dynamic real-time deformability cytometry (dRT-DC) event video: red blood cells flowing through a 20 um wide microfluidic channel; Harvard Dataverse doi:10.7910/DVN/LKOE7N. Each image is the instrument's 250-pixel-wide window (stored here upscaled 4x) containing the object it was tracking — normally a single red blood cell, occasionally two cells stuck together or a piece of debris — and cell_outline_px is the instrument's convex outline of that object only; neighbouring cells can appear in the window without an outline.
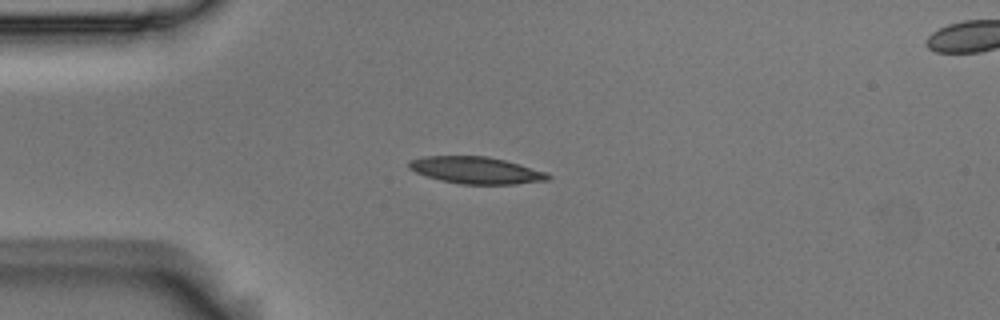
{"species": "Egyptian fruit bat (a non-hibernating species)", "species_latin": "Rousettus aegyptiacus", "temperature_condition": "room temperature", "stored_images_in_passage": 6, "camera_frame_rate_fps": 3000, "um_per_image_px": 0.085, "animal": {"sex": "male"}, "frame": {"image": 1, "passage_image": 2, "time_ms": 0.333, "image_size_px": [1000, 320], "cell_outline_px": [[552, 176], [548, 180], [516, 184], [460, 184], [440, 180], [416, 172], [408, 168], [408, 164], [412, 160], [424, 156], [488, 156], [520, 164], [544, 172]], "centroid_in_image_um": [40.47, 14.47], "position_along_channel_um": 44.5, "area_um2": 21.62}}
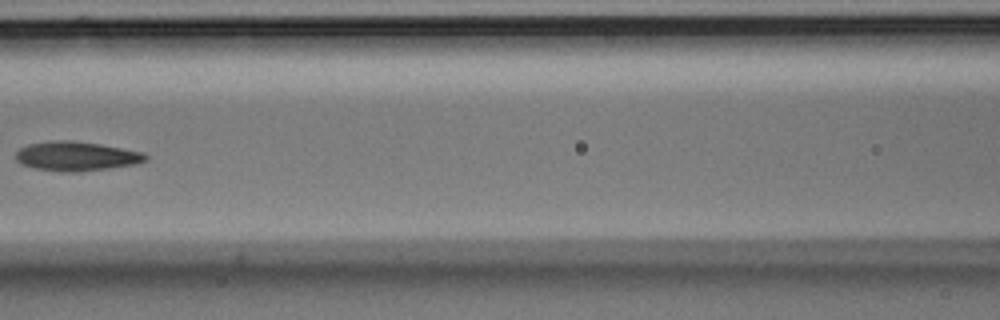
{"frame": {"image": 2, "passage_image": 5, "time_ms": 1.333, "image_size_px": [1000, 320], "cell_outline_px": [[148, 160], [136, 164], [80, 172], [60, 172], [36, 168], [20, 164], [16, 160], [16, 152], [20, 148], [28, 144], [48, 140], [72, 140], [100, 144], [144, 152], [148, 156]], "centroid_in_image_um": [6.49, 13.27], "position_along_channel_um": 160.1, "area_um2": 22.43}}
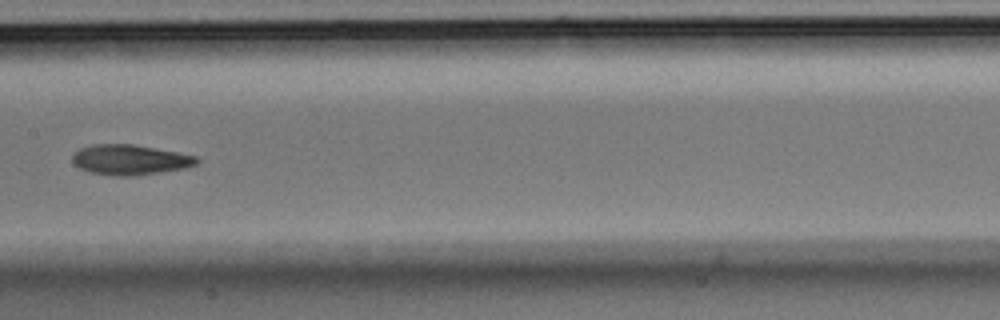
{"frame": {"image": 3, "passage_image": 6, "time_ms": 1.667, "image_size_px": [1000, 320], "cell_outline_px": [[200, 160], [196, 164], [188, 168], [132, 176], [112, 176], [88, 172], [80, 168], [72, 160], [72, 156], [80, 148], [92, 144], [132, 144], [156, 148], [196, 156]], "centroid_in_image_um": [11.06, 13.58], "position_along_channel_um": 196.3, "area_um2": 21.91}}